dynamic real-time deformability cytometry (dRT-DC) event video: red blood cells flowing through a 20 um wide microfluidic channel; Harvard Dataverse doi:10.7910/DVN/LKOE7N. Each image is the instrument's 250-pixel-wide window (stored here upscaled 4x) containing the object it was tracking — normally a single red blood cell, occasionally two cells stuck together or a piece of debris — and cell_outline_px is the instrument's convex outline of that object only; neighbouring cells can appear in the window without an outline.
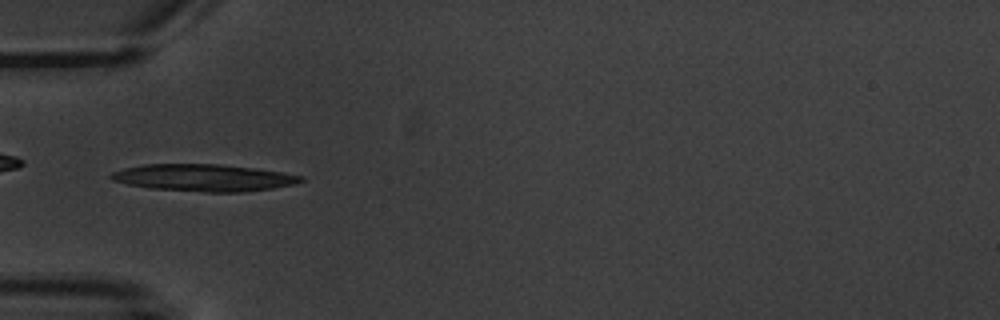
{"species": "common noctule bat (a hibernating species)", "species_latin": "Nyctalus noctula", "temperature_condition": "warm", "stored_images_in_passage": 8, "segment_of_instrument_passage": [2, 2], "camera_frame_rate_fps": 3000, "um_per_image_px": 0.085, "animal": {"sex": "male", "body_mass_g": 20.1, "forearm_length_mm": 53.5}, "frame": {"image": 1, "passage_image": 6, "time_ms": 7.0, "image_size_px": [1000, 320], "cell_outline_px": [[304, 180], [296, 184], [272, 188], [240, 192], [204, 192], [148, 188], [128, 184], [112, 180], [108, 176], [112, 172], [124, 168], [144, 164], [220, 164], [284, 172], [304, 176]], "centroid_in_image_um": [17.31, 15.1], "position_along_channel_um": 67.7, "area_um2": 29.94}}
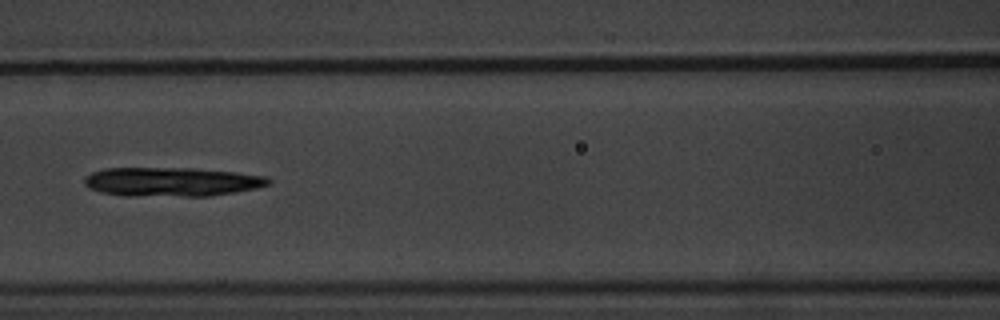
{"frame": {"image": 2, "passage_image": 8, "time_ms": 9.333, "image_size_px": [1000, 320], "cell_outline_px": [[272, 180], [268, 184], [256, 188], [236, 192], [208, 196], [124, 196], [100, 192], [88, 188], [84, 184], [84, 180], [92, 172], [104, 168], [192, 168], [236, 172], [268, 176]], "centroid_in_image_um": [14.59, 15.46], "position_along_channel_um": 152.0, "area_um2": 31.39}}